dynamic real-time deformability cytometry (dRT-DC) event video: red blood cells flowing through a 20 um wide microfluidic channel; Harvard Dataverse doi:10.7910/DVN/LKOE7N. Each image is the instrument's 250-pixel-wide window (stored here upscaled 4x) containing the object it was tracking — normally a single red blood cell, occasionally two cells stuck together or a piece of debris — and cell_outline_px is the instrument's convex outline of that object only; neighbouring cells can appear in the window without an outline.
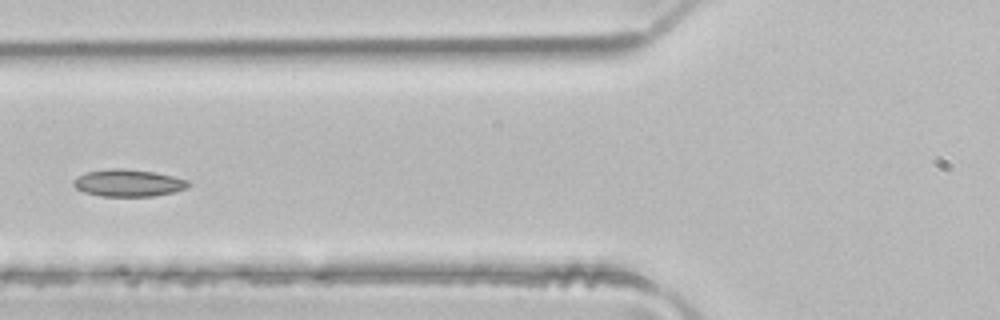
{"species": "common noctule bat (a hibernating species)", "species_latin": "Nyctalus noctula", "temperature_condition": "room temperature", "stored_images_in_passage": 3, "camera_frame_rate_fps": 3000, "um_per_image_px": 0.085, "animal": {"sex": "male", "body_mass_g": 21.5, "forearm_length_mm": 52.0}, "frame": {"image": 1, "passage_image": 3, "time_ms": 0.667, "image_size_px": [1000, 320], "cell_outline_px": [[192, 184], [188, 188], [172, 192], [152, 196], [100, 196], [84, 192], [76, 188], [72, 184], [72, 180], [76, 176], [88, 172], [108, 168], [124, 168], [156, 172], [188, 180]], "centroid_in_image_um": [10.89, 15.54], "position_along_channel_um": 114.9, "area_um2": 18.32}}